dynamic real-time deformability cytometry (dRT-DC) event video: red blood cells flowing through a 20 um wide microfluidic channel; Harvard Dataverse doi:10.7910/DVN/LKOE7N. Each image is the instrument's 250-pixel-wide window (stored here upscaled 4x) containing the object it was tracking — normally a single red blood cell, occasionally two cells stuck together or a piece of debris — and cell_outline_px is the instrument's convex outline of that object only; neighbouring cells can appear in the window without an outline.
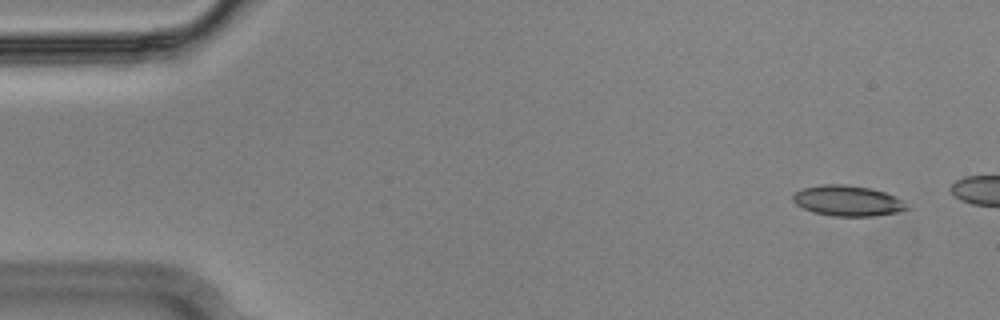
{"species": "Egyptian fruit bat (a non-hibernating species)", "species_latin": "Rousettus aegyptiacus", "temperature_condition": "cold", "stored_images_in_passage": 12, "camera_frame_rate_fps": 3000, "um_per_image_px": 0.085, "animal": {"sex": "male"}, "frame": {"image": 1, "passage_image": 4, "time_ms": 1.0, "image_size_px": [1000, 320], "cell_outline_px": [[912, 208], [900, 212], [876, 216], [832, 216], [812, 212], [796, 204], [792, 200], [792, 196], [796, 192], [804, 188], [824, 184], [844, 184], [868, 188], [884, 192], [896, 196]], "centroid_in_image_um": [72.09, 17.08], "position_along_channel_um": 12.9, "area_um2": 20.35}}